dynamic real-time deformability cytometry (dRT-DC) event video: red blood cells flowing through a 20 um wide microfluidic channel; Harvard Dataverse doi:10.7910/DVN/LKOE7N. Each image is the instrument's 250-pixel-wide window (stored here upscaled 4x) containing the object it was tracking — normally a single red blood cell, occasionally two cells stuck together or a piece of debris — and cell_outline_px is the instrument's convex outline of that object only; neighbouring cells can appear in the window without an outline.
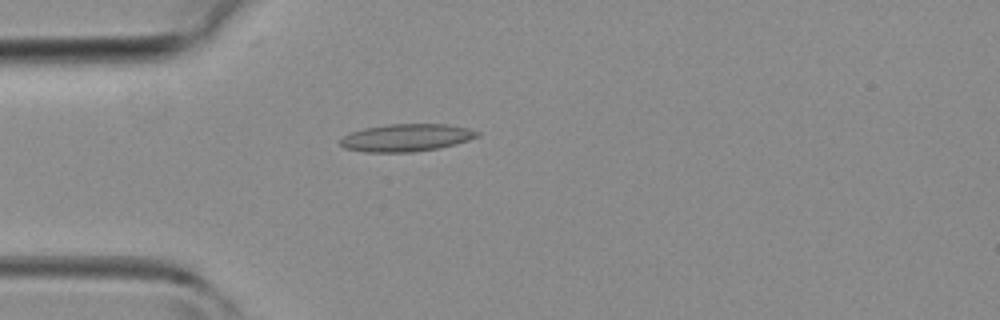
{"species": "common noctule bat (a hibernating species)", "species_latin": "Nyctalus noctula", "temperature_condition": "room temperature", "stored_images_in_passage": 27, "camera_frame_rate_fps": 3000, "um_per_image_px": 0.085, "animal": {"sex": "female", "body_mass_g": 19.3, "forearm_length_mm": 54.1}, "frame": {"image": 1, "passage_image": 1, "time_ms": 0.0, "image_size_px": [1000, 320], "cell_outline_px": [[480, 136], [456, 144], [440, 148], [412, 152], [364, 152], [344, 148], [340, 144], [340, 140], [344, 136], [352, 132], [364, 128], [388, 124], [448, 124], [468, 128], [480, 132]], "centroid_in_image_um": [34.56, 11.7], "position_along_channel_um": 50.4, "area_um2": 22.02}}
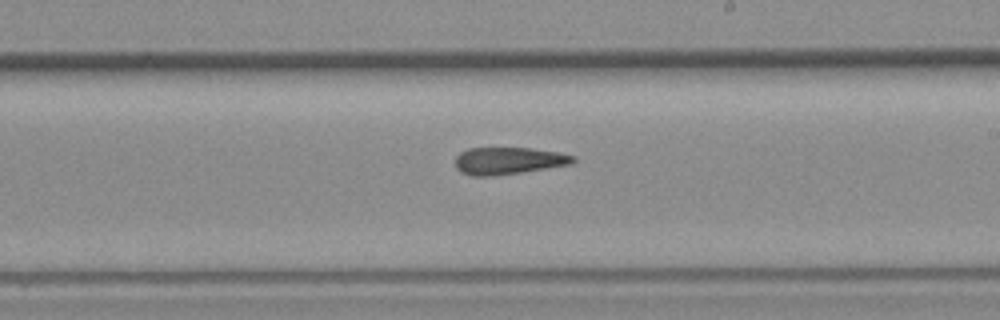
{"frame": {"image": 2, "passage_image": 14, "time_ms": 4.333, "image_size_px": [1000, 320], "cell_outline_px": [[576, 160], [572, 164], [520, 172], [492, 176], [472, 176], [460, 172], [456, 168], [456, 156], [460, 152], [468, 148], [528, 148], [560, 152], [576, 156]], "centroid_in_image_um": [43.22, 13.66], "position_along_channel_um": 245.8, "area_um2": 18.67}}
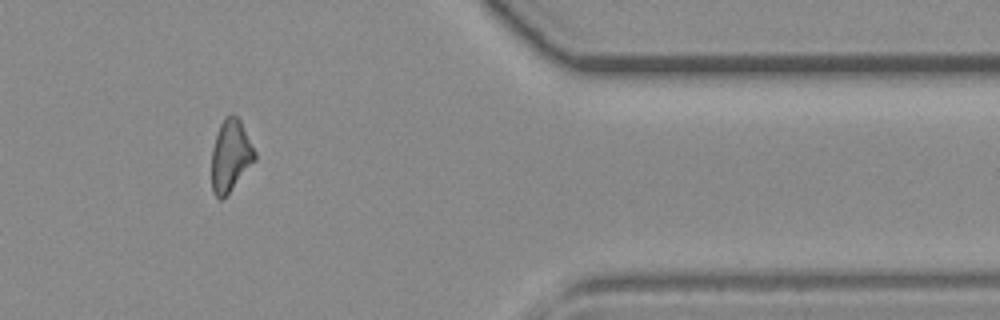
{"frame": {"image": 3, "passage_image": 25, "time_ms": 8.0, "image_size_px": [1000, 320], "cell_outline_px": [[256, 160], [228, 192], [220, 200], [212, 192], [212, 148], [220, 124], [224, 116], [232, 112], [240, 120], [256, 152]], "centroid_in_image_um": [19.59, 13.19], "position_along_channel_um": 391.8, "area_um2": 17.92}}